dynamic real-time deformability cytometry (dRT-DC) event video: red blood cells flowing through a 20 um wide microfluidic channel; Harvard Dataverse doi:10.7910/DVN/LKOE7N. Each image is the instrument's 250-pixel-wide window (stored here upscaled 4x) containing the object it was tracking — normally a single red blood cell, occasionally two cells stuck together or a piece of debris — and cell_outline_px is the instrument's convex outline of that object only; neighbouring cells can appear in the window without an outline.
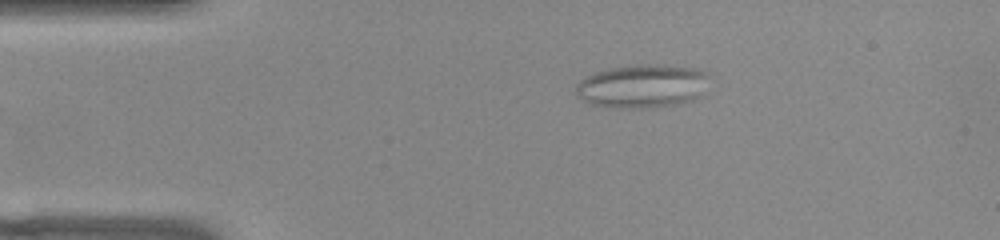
{"species": "common noctule bat (a hibernating species)", "species_latin": "Nyctalus noctula", "temperature_condition": "warm", "stored_images_in_passage": 53, "camera_frame_rate_fps": 3000, "um_per_image_px": 0.085, "animal": {"sex": "female", "body_mass_g": 22.0, "forearm_length_mm": 56.7}, "frame": {"image": 1, "passage_image": 10, "time_ms": 3.0, "image_size_px": [1000, 240], "cell_outline_px": [[712, 76], [696, 96], [692, 100], [676, 104], [652, 108], [616, 108], [592, 104], [576, 96], [576, 84], [580, 80], [596, 72], [612, 68], [636, 64], [656, 64], [696, 68], [708, 72]], "centroid_in_image_um": [54.6, 7.31], "position_along_channel_um": 30.4, "area_um2": 33.76}}
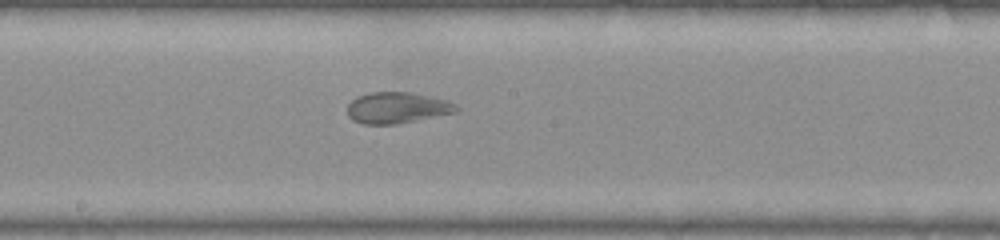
{"frame": {"image": 2, "passage_image": 28, "time_ms": 9.0, "image_size_px": [1000, 240], "cell_outline_px": [[460, 108], [456, 112], [396, 124], [364, 124], [352, 120], [348, 116], [348, 104], [356, 96], [372, 92], [412, 92], [444, 100], [456, 104]], "centroid_in_image_um": [33.72, 9.16], "position_along_channel_um": 214.5, "area_um2": 19.65}}
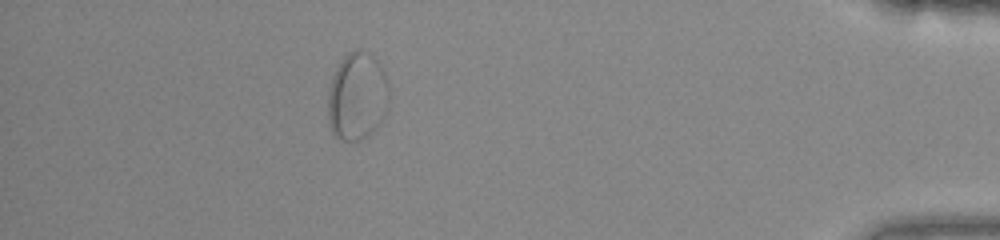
{"frame": {"image": 3, "passage_image": 47, "time_ms": 15.333, "image_size_px": [1000, 240], "cell_outline_px": [[388, 108], [384, 116], [376, 128], [368, 136], [360, 140], [340, 140], [332, 132], [328, 124], [328, 92], [332, 76], [336, 68], [344, 56], [348, 52], [356, 48], [368, 52], [376, 60], [384, 72], [388, 80]], "centroid_in_image_um": [30.35, 8.19], "position_along_channel_um": 404.8, "area_um2": 31.56}}